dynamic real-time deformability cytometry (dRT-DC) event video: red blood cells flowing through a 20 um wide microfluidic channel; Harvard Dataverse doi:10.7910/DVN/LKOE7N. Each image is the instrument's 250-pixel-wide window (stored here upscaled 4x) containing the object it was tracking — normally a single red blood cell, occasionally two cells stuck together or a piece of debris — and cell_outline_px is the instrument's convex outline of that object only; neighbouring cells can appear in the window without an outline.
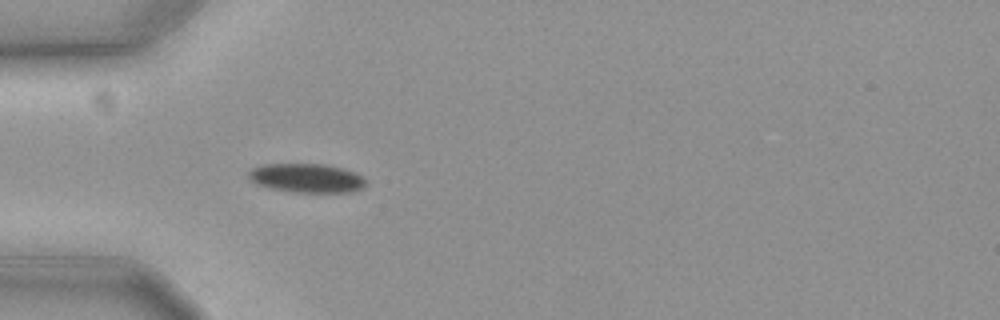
{"species": "common noctule bat (a hibernating species)", "species_latin": "Nyctalus noctula", "temperature_condition": "cold", "stored_images_in_passage": 23, "camera_frame_rate_fps": 3000, "um_per_image_px": 0.085, "animal": {"sex": "female", "body_mass_g": 19.3, "forearm_length_mm": 54.1}, "frame": {"image": 1, "passage_image": 1, "time_ms": 0.0, "image_size_px": [1000, 320], "cell_outline_px": [[368, 180], [360, 188], [348, 192], [296, 192], [272, 188], [256, 184], [248, 176], [248, 172], [252, 168], [264, 164], [324, 164], [344, 168], [356, 172], [364, 176]], "centroid_in_image_um": [26.09, 15.12], "position_along_channel_um": 58.9, "area_um2": 19.77}}
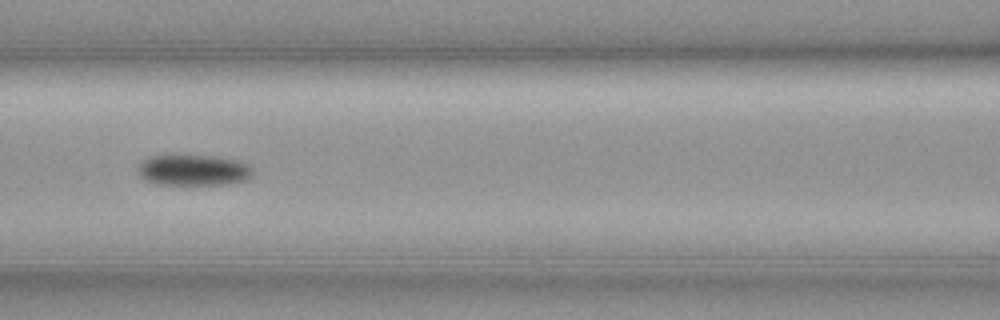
{"frame": {"image": 2, "passage_image": 9, "time_ms": 2.667, "image_size_px": [1000, 320], "cell_outline_px": [[252, 172], [244, 180], [228, 184], [156, 184], [140, 176], [136, 172], [140, 164], [144, 160], [152, 156], [212, 156], [240, 160], [248, 164], [252, 168]], "centroid_in_image_um": [16.44, 14.46], "position_along_channel_um": 150.2, "area_um2": 20.35}}
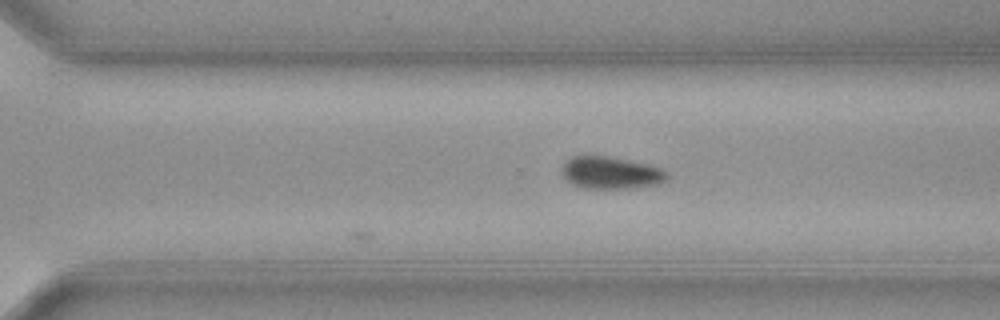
{"frame": {"image": 3, "passage_image": 23, "time_ms": 7.333, "image_size_px": [1000, 320], "cell_outline_px": [[668, 180], [660, 184], [636, 188], [584, 188], [572, 184], [560, 172], [560, 168], [572, 156], [608, 156], [648, 164], [660, 168], [668, 172]], "centroid_in_image_um": [51.96, 14.69], "position_along_channel_um": 318.6, "area_um2": 19.88}}